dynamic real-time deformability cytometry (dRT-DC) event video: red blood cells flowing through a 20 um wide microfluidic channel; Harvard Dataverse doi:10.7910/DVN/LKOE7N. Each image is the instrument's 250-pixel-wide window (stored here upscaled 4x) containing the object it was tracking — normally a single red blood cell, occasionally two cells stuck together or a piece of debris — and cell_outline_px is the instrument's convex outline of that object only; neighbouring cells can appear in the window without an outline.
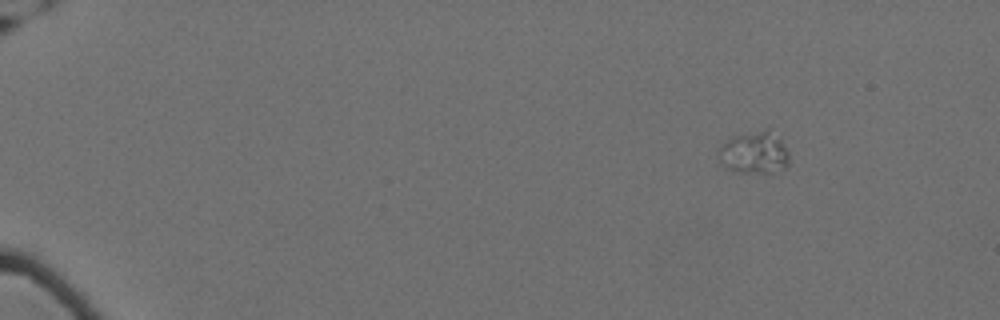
{"species": "Egyptian fruit bat (a non-hibernating species)", "species_latin": "Rousettus aegyptiacus", "temperature_condition": "cold", "stored_images_in_passage": 45, "camera_frame_rate_fps": 3000, "um_per_image_px": 0.085, "animal": {"sex": "female"}, "frame": {"image": 1, "passage_image": 1, "time_ms": 0.0, "image_size_px": [1000, 320], "cell_outline_px": [[788, 164], [784, 168], [772, 172], [732, 172], [720, 164], [720, 144], [732, 136], [768, 128], [780, 140], [788, 152]], "centroid_in_image_um": [64.08, 12.97], "position_along_channel_um": 20.9, "area_um2": 17.28}}
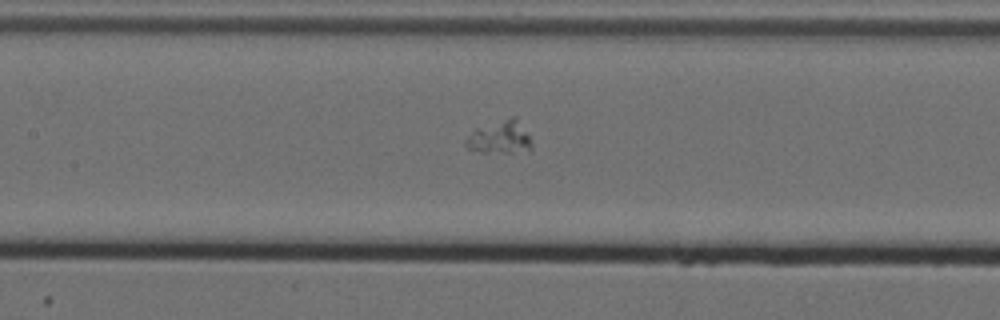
{"frame": {"image": 2, "passage_image": 25, "time_ms": 8.0, "image_size_px": [1000, 320], "cell_outline_px": [[532, 148], [512, 152], [480, 152], [468, 148], [464, 144], [464, 140], [476, 128], [512, 116], [516, 116], [528, 136], [532, 144]], "centroid_in_image_um": [42.45, 11.66], "position_along_channel_um": 164.9, "area_um2": 12.37}}
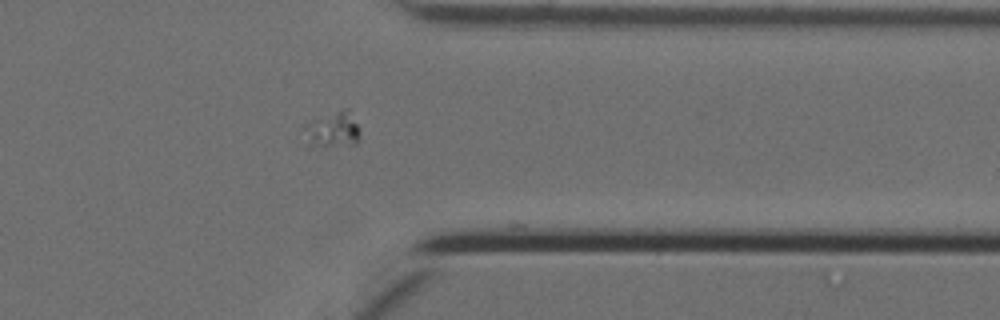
{"frame": {"image": 3, "passage_image": 44, "time_ms": 14.333, "image_size_px": [1000, 320], "cell_outline_px": [[360, 140], [356, 144], [308, 144], [304, 128], [316, 120], [344, 108], [348, 108], [360, 128]], "centroid_in_image_um": [28.4, 11.0], "position_along_channel_um": 383.0, "area_um2": 10.81}}